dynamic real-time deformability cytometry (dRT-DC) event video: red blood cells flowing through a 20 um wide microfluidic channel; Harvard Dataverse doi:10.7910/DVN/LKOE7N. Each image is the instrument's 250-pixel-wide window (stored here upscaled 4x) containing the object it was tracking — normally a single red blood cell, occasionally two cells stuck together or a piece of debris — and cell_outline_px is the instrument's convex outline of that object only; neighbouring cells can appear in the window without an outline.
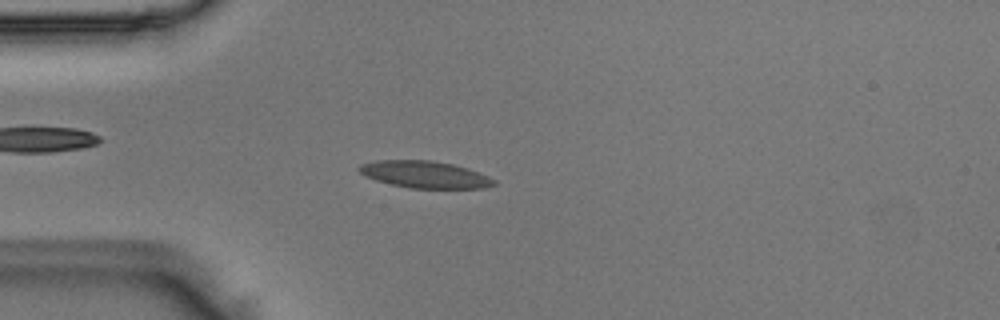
{"species": "Egyptian fruit bat (a non-hibernating species)", "species_latin": "Rousettus aegyptiacus", "temperature_condition": "room temperature", "stored_images_in_passage": 49, "camera_frame_rate_fps": 3000, "um_per_image_px": 0.085, "animal": {"sex": "male"}, "frame": {"image": 1, "passage_image": 12, "time_ms": 3.667, "image_size_px": [1000, 320], "cell_outline_px": [[496, 184], [484, 188], [408, 188], [376, 180], [364, 176], [356, 168], [360, 164], [376, 160], [432, 160], [452, 164], [488, 176], [496, 180]], "centroid_in_image_um": [36.06, 14.83], "position_along_channel_um": 48.9, "area_um2": 21.1}}
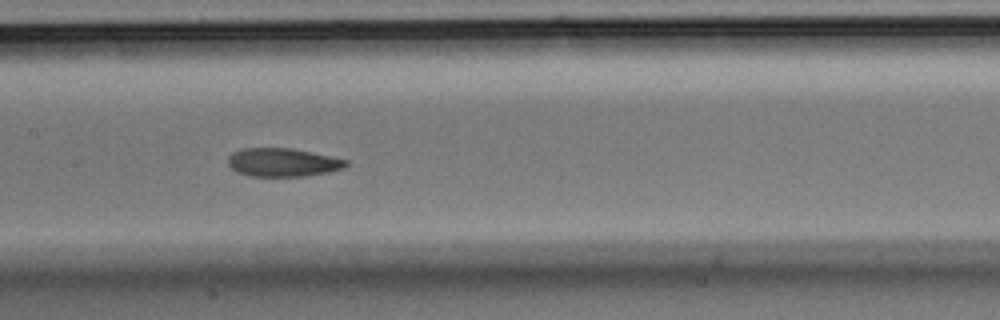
{"frame": {"image": 2, "passage_image": 23, "time_ms": 7.333, "image_size_px": [1000, 320], "cell_outline_px": [[348, 164], [344, 168], [328, 172], [304, 176], [248, 176], [236, 172], [228, 164], [228, 156], [232, 152], [240, 148], [292, 148], [348, 160]], "centroid_in_image_um": [24.0, 13.8], "position_along_channel_um": 183.4, "area_um2": 19.59}}
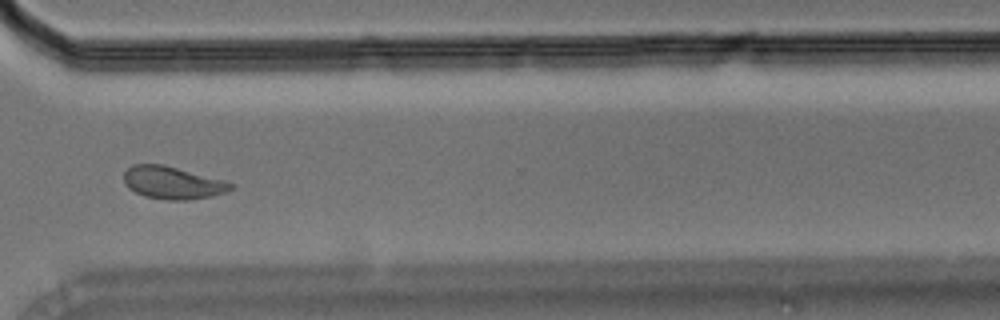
{"frame": {"image": 3, "passage_image": 36, "time_ms": 11.667, "image_size_px": [1000, 320], "cell_outline_px": [[236, 184], [232, 188], [224, 192], [212, 196], [188, 200], [164, 200], [144, 196], [128, 188], [124, 184], [124, 172], [132, 164], [160, 164], [224, 180]], "centroid_in_image_um": [14.64, 15.54], "position_along_channel_um": 356.0, "area_um2": 20.17}}